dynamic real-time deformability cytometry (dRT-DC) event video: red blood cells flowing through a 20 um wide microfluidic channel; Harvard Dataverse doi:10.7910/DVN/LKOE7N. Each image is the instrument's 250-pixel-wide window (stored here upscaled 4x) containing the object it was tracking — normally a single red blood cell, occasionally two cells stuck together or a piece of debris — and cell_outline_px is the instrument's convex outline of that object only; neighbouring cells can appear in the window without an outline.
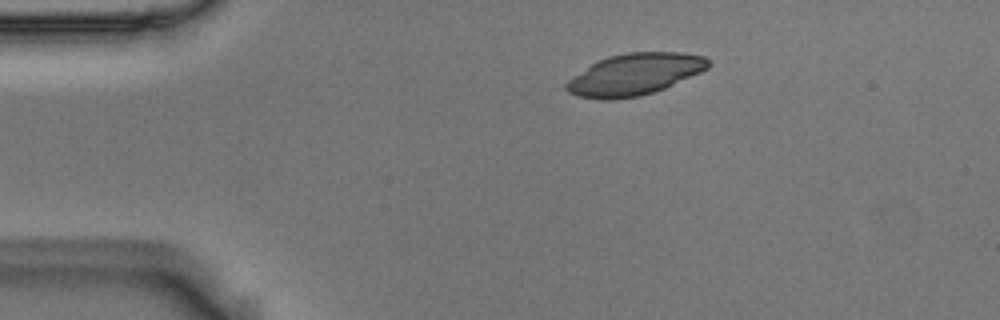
{"species": "Egyptian fruit bat (a non-hibernating species)", "species_latin": "Rousettus aegyptiacus", "temperature_condition": "room temperature", "stored_images_in_passage": 6, "camera_frame_rate_fps": 3000, "um_per_image_px": 0.085, "animal": {"sex": "male"}, "frame": {"image": 1, "passage_image": 1, "time_ms": 0.0, "image_size_px": [1000, 320], "cell_outline_px": [[712, 64], [708, 68], [700, 72], [664, 88], [640, 96], [612, 100], [604, 100], [576, 96], [568, 92], [564, 88], [564, 84], [568, 80], [592, 64], [608, 56], [628, 52], [680, 52], [704, 56]], "centroid_in_image_um": [53.93, 6.32], "position_along_channel_um": 31.1, "area_um2": 34.22}}